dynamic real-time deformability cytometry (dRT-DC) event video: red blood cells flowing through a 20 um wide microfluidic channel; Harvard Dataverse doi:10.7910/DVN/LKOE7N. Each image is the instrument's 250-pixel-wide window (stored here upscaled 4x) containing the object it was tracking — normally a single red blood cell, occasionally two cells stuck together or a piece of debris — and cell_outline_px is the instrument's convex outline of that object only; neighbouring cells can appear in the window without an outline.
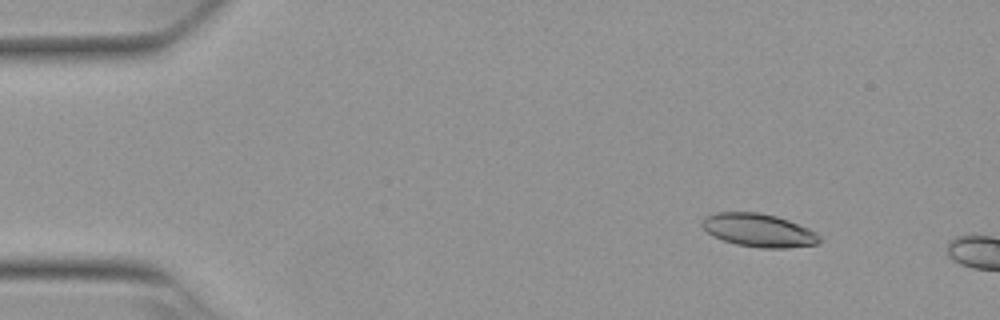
{"species": "Egyptian fruit bat (a non-hibernating species)", "species_latin": "Rousettus aegyptiacus", "temperature_condition": "warm", "stored_images_in_passage": 11, "camera_frame_rate_fps": 3000, "um_per_image_px": 0.085, "animal": {"sex": "female"}, "frame": {"image": 1, "passage_image": 7, "time_ms": 2.0, "image_size_px": [1000, 320], "cell_outline_px": [[820, 240], [816, 244], [788, 248], [760, 248], [736, 244], [712, 236], [700, 224], [700, 220], [704, 216], [716, 212], [760, 212], [776, 216], [788, 220], [808, 228], [816, 232], [820, 236]], "centroid_in_image_um": [64.45, 19.56], "position_along_channel_um": 20.5, "area_um2": 22.83}}